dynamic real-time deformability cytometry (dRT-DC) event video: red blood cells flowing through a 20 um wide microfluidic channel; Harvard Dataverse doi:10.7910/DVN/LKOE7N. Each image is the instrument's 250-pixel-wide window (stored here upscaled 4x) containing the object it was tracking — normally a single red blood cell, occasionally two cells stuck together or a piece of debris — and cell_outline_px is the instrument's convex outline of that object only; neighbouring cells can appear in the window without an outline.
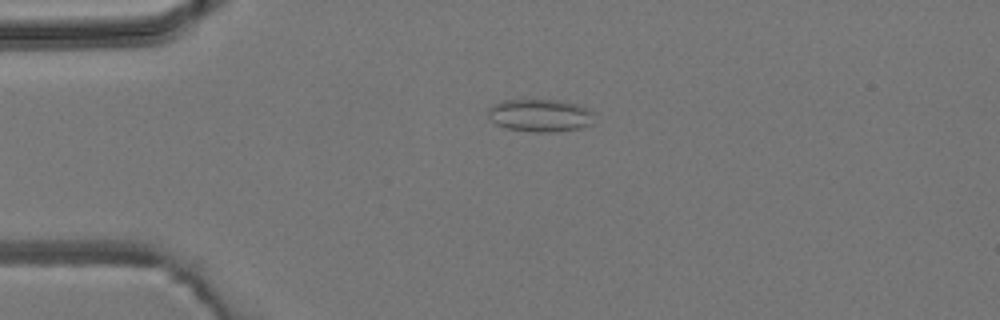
{"species": "common noctule bat (a hibernating species)", "species_latin": "Nyctalus noctula", "temperature_condition": "room temperature", "stored_images_in_passage": 5, "camera_frame_rate_fps": 3000, "um_per_image_px": 0.085, "animal": {"sex": "male", "body_mass_g": 19.2, "forearm_length_mm": 51.8}, "frame": {"image": 1, "passage_image": 4, "time_ms": 3.667, "image_size_px": [1000, 320], "cell_outline_px": [[596, 112], [592, 124], [580, 128], [552, 132], [532, 132], [504, 128], [496, 124], [488, 116], [488, 108], [492, 104], [504, 100], [560, 100], [576, 104]], "centroid_in_image_um": [45.92, 9.81], "position_along_channel_um": 39.1, "area_um2": 20.46}}